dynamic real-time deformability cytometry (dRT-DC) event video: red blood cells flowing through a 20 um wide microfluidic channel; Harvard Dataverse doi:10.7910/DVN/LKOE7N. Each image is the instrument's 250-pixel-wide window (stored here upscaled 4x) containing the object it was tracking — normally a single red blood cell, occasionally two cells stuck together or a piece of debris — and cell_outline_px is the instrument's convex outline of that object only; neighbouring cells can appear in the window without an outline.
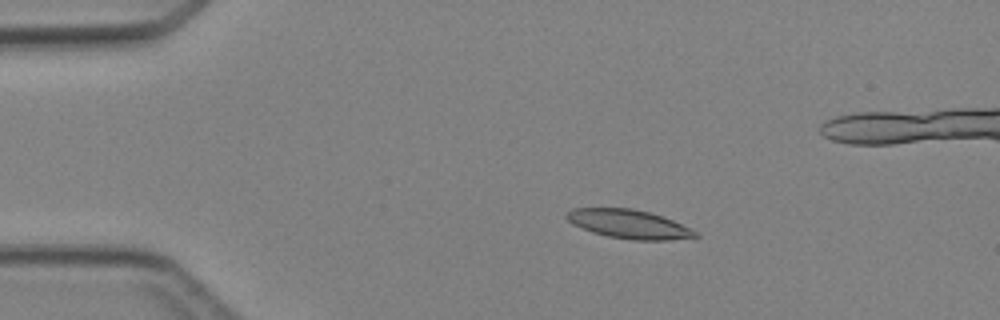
{"species": "Egyptian fruit bat (a non-hibernating species)", "species_latin": "Rousettus aegyptiacus", "temperature_condition": "cold", "stored_images_in_passage": 5, "camera_frame_rate_fps": 3000, "um_per_image_px": 0.085, "animal": {"sex": "female"}, "frame": {"image": 1, "passage_image": 3, "time_ms": 2.333, "image_size_px": [1000, 320], "cell_outline_px": [[700, 236], [668, 240], [632, 240], [608, 236], [592, 232], [572, 224], [564, 216], [572, 208], [632, 208], [664, 216], [696, 232]], "centroid_in_image_um": [53.42, 19.04], "position_along_channel_um": 31.6, "area_um2": 21.44}}